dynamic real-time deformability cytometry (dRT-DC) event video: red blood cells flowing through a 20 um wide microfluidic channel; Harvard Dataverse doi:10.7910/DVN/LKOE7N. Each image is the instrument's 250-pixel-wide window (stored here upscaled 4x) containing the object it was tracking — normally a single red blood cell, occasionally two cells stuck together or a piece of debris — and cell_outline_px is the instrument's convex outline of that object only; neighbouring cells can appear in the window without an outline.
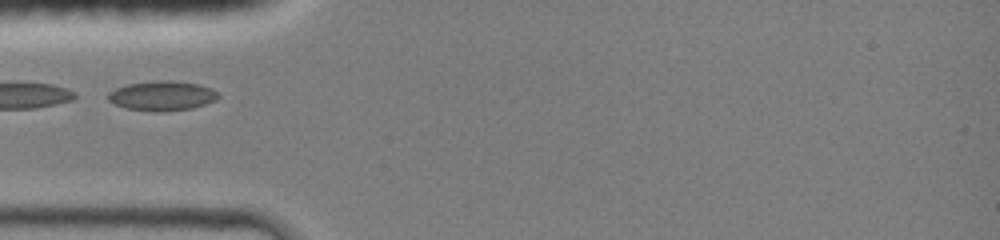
{"species": "common noctule bat (a hibernating species)", "species_latin": "Nyctalus noctula", "temperature_condition": "room temperature", "stored_images_in_passage": 24, "camera_frame_rate_fps": 3000, "um_per_image_px": 0.085, "animal": {"sex": "female", "body_mass_g": 19.0, "forearm_length_mm": 51.5}, "frame": {"image": 1, "passage_image": 1, "time_ms": 0.0, "image_size_px": [1000, 240], "cell_outline_px": [[220, 96], [216, 100], [192, 108], [160, 112], [156, 112], [128, 108], [116, 104], [108, 100], [108, 92], [116, 88], [128, 84], [168, 80], [200, 84], [212, 88], [220, 92]], "centroid_in_image_um": [13.83, 8.14], "position_along_channel_um": 71.2, "area_um2": 18.9}}
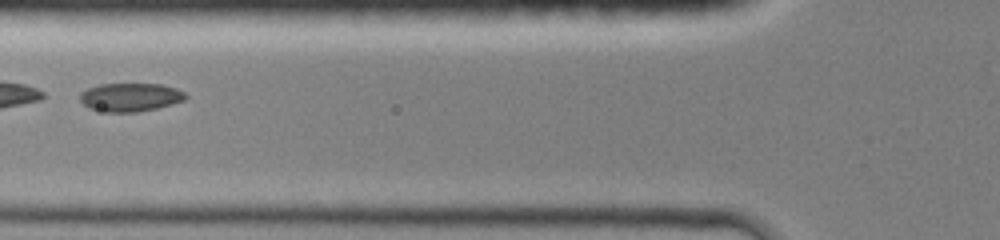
{"frame": {"image": 2, "passage_image": 4, "time_ms": 1.0, "image_size_px": [1000, 240], "cell_outline_px": [[188, 96], [184, 100], [172, 104], [156, 108], [136, 112], [104, 112], [88, 108], [80, 100], [80, 92], [88, 88], [100, 84], [160, 84], [176, 88], [184, 92]], "centroid_in_image_um": [11.06, 8.26], "position_along_channel_um": 114.7, "area_um2": 17.51}}